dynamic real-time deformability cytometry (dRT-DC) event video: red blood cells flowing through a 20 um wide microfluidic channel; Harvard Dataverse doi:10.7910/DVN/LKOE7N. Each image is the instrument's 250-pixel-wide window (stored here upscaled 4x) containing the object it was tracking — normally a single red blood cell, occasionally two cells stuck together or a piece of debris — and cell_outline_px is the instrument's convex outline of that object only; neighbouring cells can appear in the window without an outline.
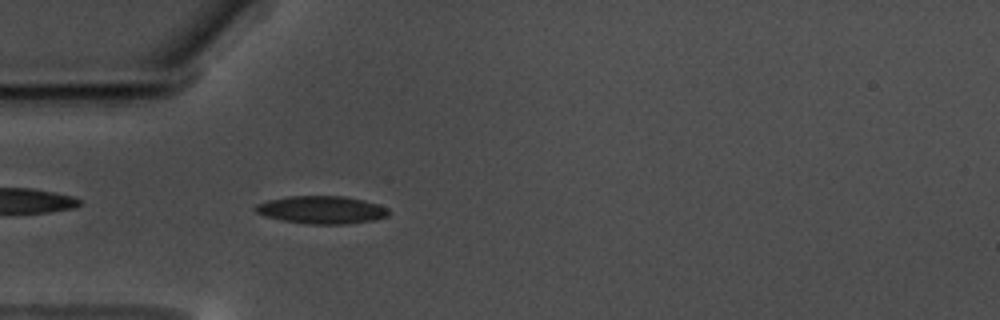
{"species": "common noctule bat (a hibernating species)", "species_latin": "Nyctalus noctula", "temperature_condition": "warm", "stored_images_in_passage": 44, "camera_frame_rate_fps": 3000, "um_per_image_px": 0.085, "animal": {"sex": "male", "body_mass_g": 17.5, "forearm_length_mm": 52.3}, "frame": {"image": 1, "passage_image": 3, "time_ms": 0.667, "image_size_px": [1000, 320], "cell_outline_px": [[388, 216], [372, 220], [344, 224], [304, 224], [280, 220], [264, 216], [256, 212], [256, 204], [268, 200], [288, 196], [344, 196], [364, 200], [388, 208]], "centroid_in_image_um": [27.3, 17.84], "position_along_channel_um": 57.7, "area_um2": 21.5}}
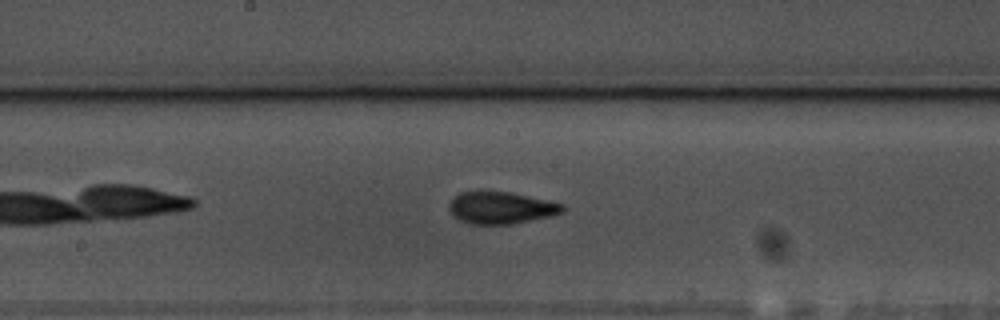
{"frame": {"image": 2, "passage_image": 16, "time_ms": 5.0, "image_size_px": [1000, 320], "cell_outline_px": [[568, 208], [564, 212], [552, 216], [512, 224], [468, 224], [452, 216], [448, 208], [452, 200], [460, 192], [480, 188], [508, 192], [528, 196], [564, 204]], "centroid_in_image_um": [42.57, 17.64], "position_along_channel_um": 205.6, "area_um2": 21.85}}
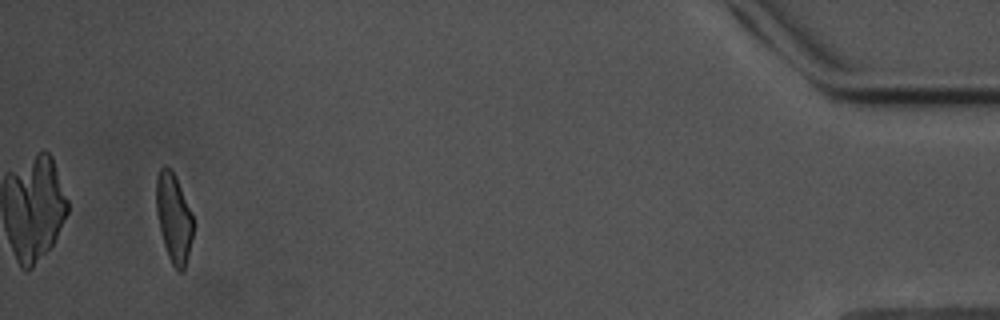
{"frame": {"image": 3, "passage_image": 41, "time_ms": 13.333, "image_size_px": [1000, 320], "cell_outline_px": [[192, 240], [184, 272], [176, 272], [168, 256], [164, 244], [156, 212], [156, 176], [160, 168], [164, 164], [176, 176], [192, 216]], "centroid_in_image_um": [14.75, 18.55], "position_along_channel_um": 420.4, "area_um2": 19.02}, "authors_computed_cell_mechanics": {"area_um2": 20.5479, "velocity_mm_per_s": 3.5178, "shape_relaxation_time_tau1_ms": 3.4082, "shape_relaxation_time_tau2_ms": 1.0369, "deformation_change_tau1": 0.1514, "deformation_change_tau2": 0.081}}